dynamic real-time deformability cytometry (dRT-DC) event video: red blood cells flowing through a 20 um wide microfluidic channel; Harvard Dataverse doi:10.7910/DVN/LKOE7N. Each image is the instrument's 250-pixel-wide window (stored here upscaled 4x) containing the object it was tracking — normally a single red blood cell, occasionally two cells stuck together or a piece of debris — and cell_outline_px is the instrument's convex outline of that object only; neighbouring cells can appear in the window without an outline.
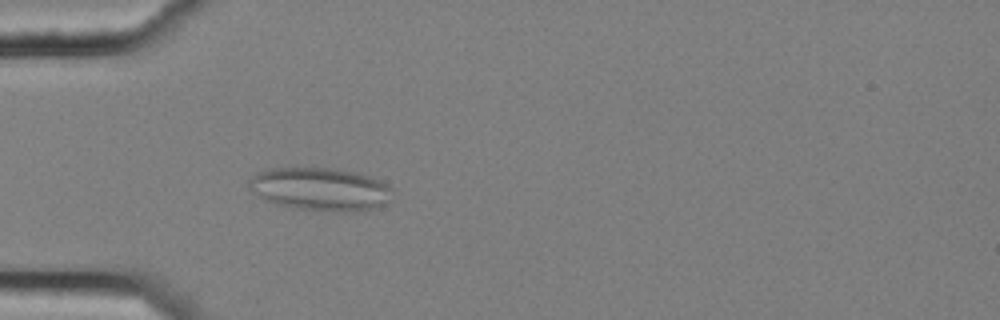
{"species": "common noctule bat (a hibernating species)", "species_latin": "Nyctalus noctula", "temperature_condition": "cold", "stored_images_in_passage": 5, "camera_frame_rate_fps": 3000, "um_per_image_px": 0.085, "animal": {"sex": "female", "body_mass_g": 25.1}, "frame": {"image": 1, "passage_image": 5, "time_ms": 1.333, "image_size_px": [1000, 320], "cell_outline_px": [[392, 200], [380, 208], [352, 212], [336, 212], [296, 208], [276, 204], [264, 200], [248, 188], [248, 180], [252, 176], [260, 172], [272, 168], [324, 168], [356, 172], [380, 180], [392, 188]], "centroid_in_image_um": [27.26, 16.1], "position_along_channel_um": 57.7, "area_um2": 36.24}}